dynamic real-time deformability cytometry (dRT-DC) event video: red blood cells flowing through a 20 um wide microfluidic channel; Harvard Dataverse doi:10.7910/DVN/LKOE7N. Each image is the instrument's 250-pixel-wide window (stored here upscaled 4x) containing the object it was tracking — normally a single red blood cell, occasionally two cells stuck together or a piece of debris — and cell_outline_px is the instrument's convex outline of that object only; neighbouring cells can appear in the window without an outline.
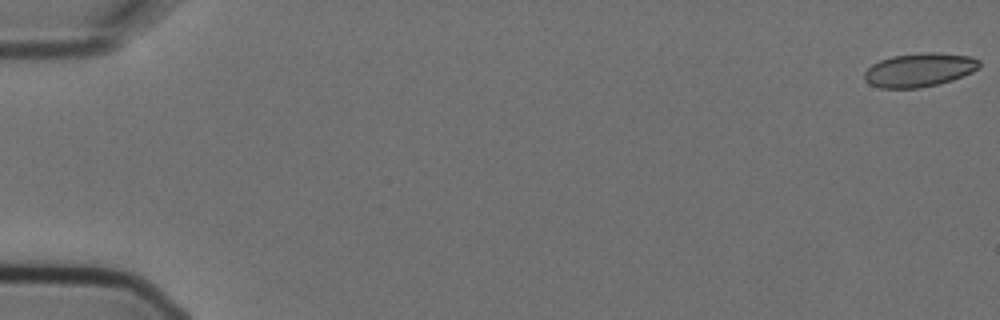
{"species": "Egyptian fruit bat (a non-hibernating species)", "species_latin": "Rousettus aegyptiacus", "temperature_condition": "cold", "stored_images_in_passage": 5, "camera_frame_rate_fps": 3000, "um_per_image_px": 0.085, "animal": {"sex": "female"}, "frame": {"image": 1, "passage_image": 1, "time_ms": 0.0, "image_size_px": [1000, 320], "cell_outline_px": [[980, 64], [972, 72], [952, 80], [920, 88], [880, 88], [868, 84], [864, 80], [864, 72], [872, 64], [880, 60], [892, 56], [928, 52], [936, 52], [968, 56], [980, 60]], "centroid_in_image_um": [78.1, 5.95], "position_along_channel_um": 6.9, "area_um2": 22.48}}
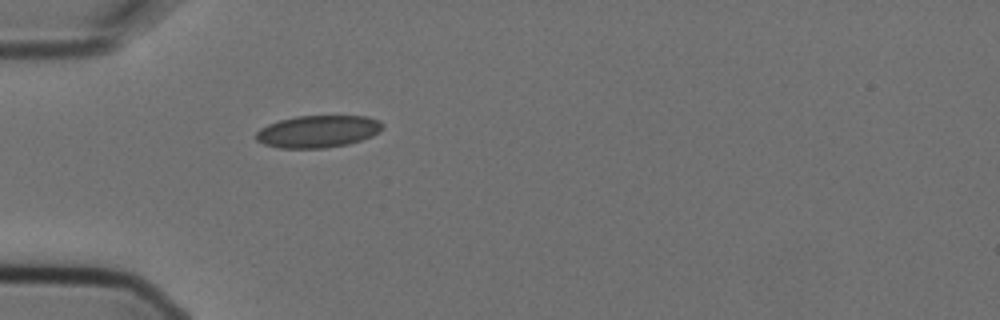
{"frame": {"image": 2, "passage_image": 5, "time_ms": 1.333, "image_size_px": [1000, 320], "cell_outline_px": [[384, 124], [372, 136], [348, 144], [324, 148], [280, 148], [264, 144], [256, 140], [256, 132], [260, 128], [268, 124], [280, 120], [296, 116], [364, 116], [380, 120]], "centroid_in_image_um": [26.99, 11.17], "position_along_channel_um": 58.0, "area_um2": 23.58}}